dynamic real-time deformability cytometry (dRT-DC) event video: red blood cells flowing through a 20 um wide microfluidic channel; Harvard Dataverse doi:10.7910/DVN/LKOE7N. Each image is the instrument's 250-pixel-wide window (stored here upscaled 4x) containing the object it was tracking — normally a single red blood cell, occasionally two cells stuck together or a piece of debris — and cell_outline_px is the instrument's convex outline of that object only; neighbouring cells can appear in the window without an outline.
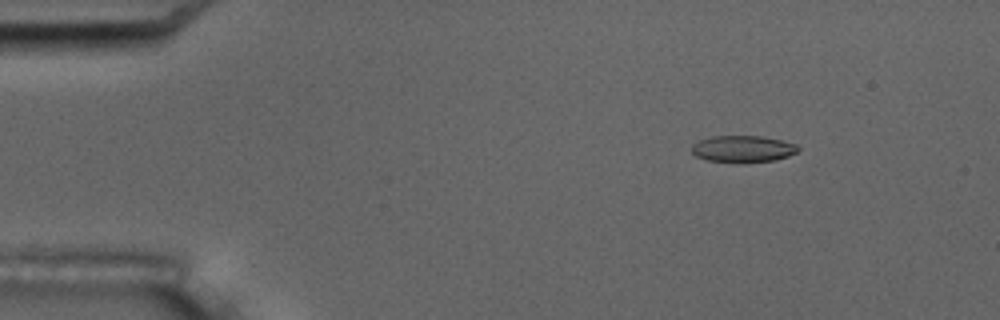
{"species": "common noctule bat (a hibernating species)", "species_latin": "Nyctalus noctula", "temperature_condition": "room temperature", "stored_images_in_passage": 12, "camera_frame_rate_fps": 3000, "um_per_image_px": 0.085, "animal": {"sex": "male", "body_mass_g": 17.5, "forearm_length_mm": 52.3}, "frame": {"image": 1, "passage_image": 3, "time_ms": 2.333, "image_size_px": [1000, 320], "cell_outline_px": [[800, 148], [796, 152], [788, 156], [772, 160], [740, 164], [736, 164], [708, 160], [696, 156], [692, 152], [692, 144], [700, 140], [712, 136], [760, 136], [780, 140], [796, 144]], "centroid_in_image_um": [63.12, 12.67], "position_along_channel_um": 21.9, "area_um2": 16.7}}
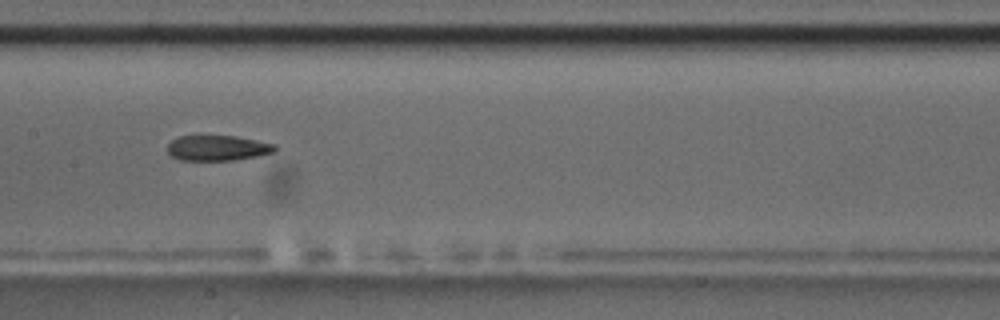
{"frame": {"image": 2, "passage_image": 9, "time_ms": 9.333, "image_size_px": [1000, 320], "cell_outline_px": [[276, 152], [236, 160], [180, 160], [172, 156], [168, 152], [168, 144], [172, 140], [180, 136], [236, 136], [276, 144]], "centroid_in_image_um": [18.52, 12.58], "position_along_channel_um": 188.9, "area_um2": 15.84}}